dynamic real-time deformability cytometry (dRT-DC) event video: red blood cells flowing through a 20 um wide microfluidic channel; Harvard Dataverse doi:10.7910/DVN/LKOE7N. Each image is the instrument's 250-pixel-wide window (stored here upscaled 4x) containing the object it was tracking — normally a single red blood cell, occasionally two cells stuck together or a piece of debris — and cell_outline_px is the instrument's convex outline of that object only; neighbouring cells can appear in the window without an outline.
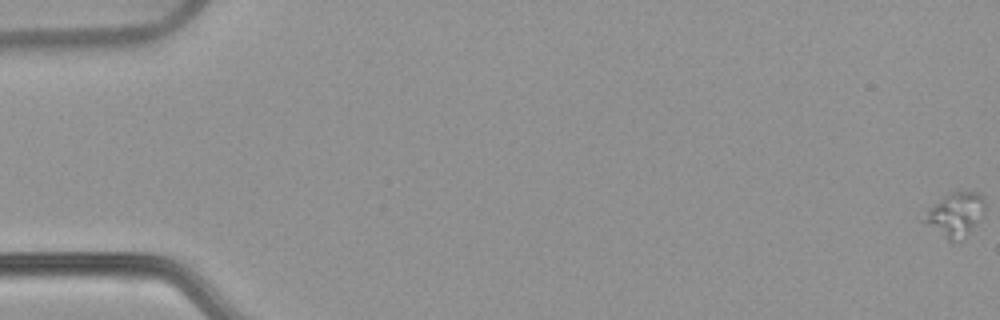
{"species": "common noctule bat (a hibernating species)", "species_latin": "Nyctalus noctula", "temperature_condition": "warm", "stored_images_in_passage": 56, "camera_frame_rate_fps": 3000, "um_per_image_px": 0.085, "animal": {"sex": "female", "body_mass_g": 22.7, "forearm_length_mm": 54.2}, "frame": {"image": 1, "passage_image": 1, "time_ms": 0.0, "image_size_px": [1000, 320], "cell_outline_px": [[984, 208], [976, 224], [960, 240], [948, 240], [920, 220], [928, 208], [948, 192], [976, 192], [984, 200]], "centroid_in_image_um": [81.14, 18.22], "position_along_channel_um": 3.9, "area_um2": 15.2}}
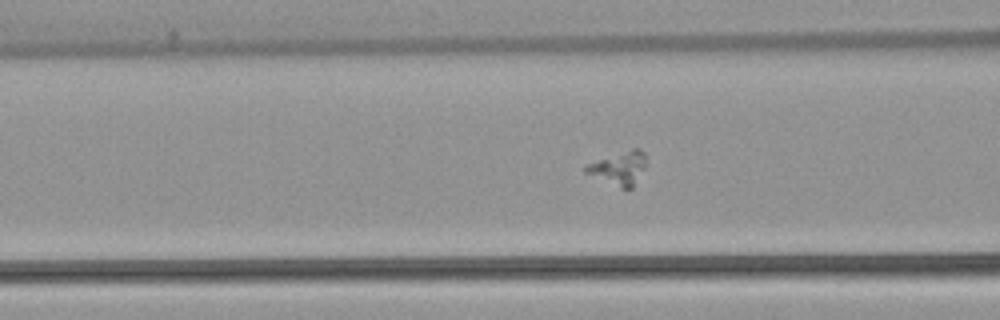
{"frame": {"image": 2, "passage_image": 23, "time_ms": 7.333, "image_size_px": [1000, 320], "cell_outline_px": [[644, 168], [632, 188], [620, 188], [584, 172], [584, 164], [632, 148], [640, 148], [644, 152]], "centroid_in_image_um": [52.57, 14.28], "position_along_channel_um": 114.0, "area_um2": 11.56}}
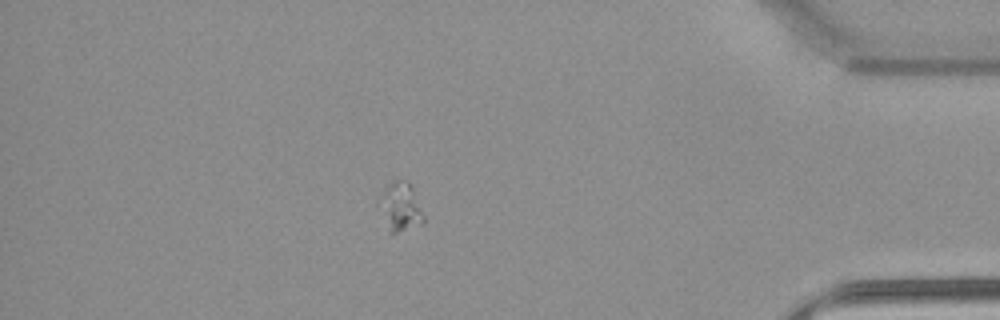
{"frame": {"image": 3, "passage_image": 49, "time_ms": 16.0, "image_size_px": [1000, 320], "cell_outline_px": [[424, 224], [396, 232], [392, 232], [380, 196], [384, 188], [396, 180], [408, 180], [412, 188], [424, 216]], "centroid_in_image_um": [34.14, 17.53], "position_along_channel_um": 401.1, "area_um2": 11.44}}